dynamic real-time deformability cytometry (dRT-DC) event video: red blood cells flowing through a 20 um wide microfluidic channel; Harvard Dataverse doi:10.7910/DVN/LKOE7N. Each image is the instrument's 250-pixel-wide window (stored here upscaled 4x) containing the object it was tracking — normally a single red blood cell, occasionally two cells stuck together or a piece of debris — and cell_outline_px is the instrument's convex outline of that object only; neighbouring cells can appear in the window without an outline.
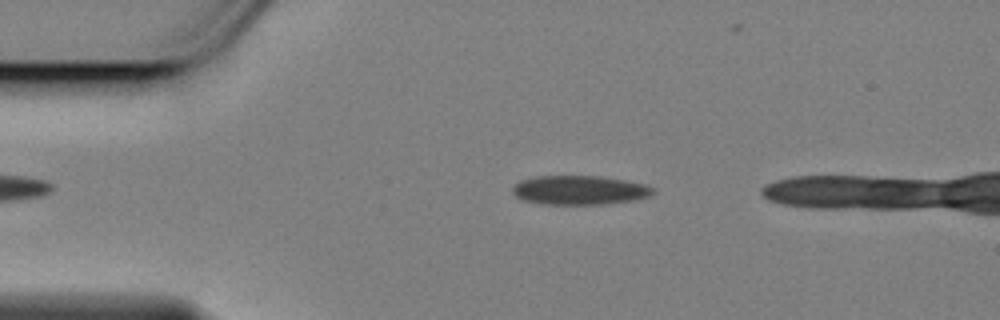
{"species": "Egyptian fruit bat (a non-hibernating species)", "species_latin": "Rousettus aegyptiacus", "temperature_condition": "cold", "stored_images_in_passage": 40, "camera_frame_rate_fps": 3000, "um_per_image_px": 0.085, "animal": {"sex": "female"}, "frame": {"image": 1, "passage_image": 5, "time_ms": 1.333, "image_size_px": [1000, 320], "cell_outline_px": [[656, 192], [648, 196], [636, 200], [604, 204], [548, 204], [524, 200], [516, 196], [512, 192], [512, 188], [520, 180], [536, 176], [600, 176], [624, 180], [644, 184], [656, 188]], "centroid_in_image_um": [49.3, 16.16], "position_along_channel_um": 35.7, "area_um2": 23.81}}
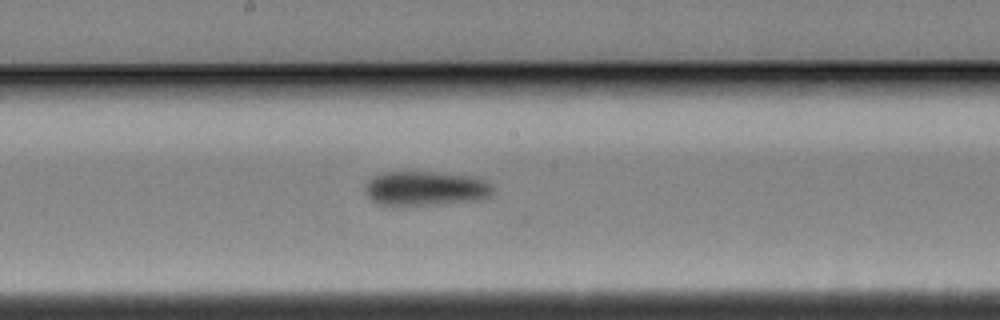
{"frame": {"image": 2, "passage_image": 23, "time_ms": 7.333, "image_size_px": [1000, 320], "cell_outline_px": [[492, 196], [484, 200], [444, 204], [400, 208], [396, 208], [376, 204], [368, 196], [368, 184], [372, 176], [384, 172], [432, 172], [472, 176], [484, 180], [492, 184]], "centroid_in_image_um": [36.2, 16.07], "position_along_channel_um": 212.0, "area_um2": 26.47}}
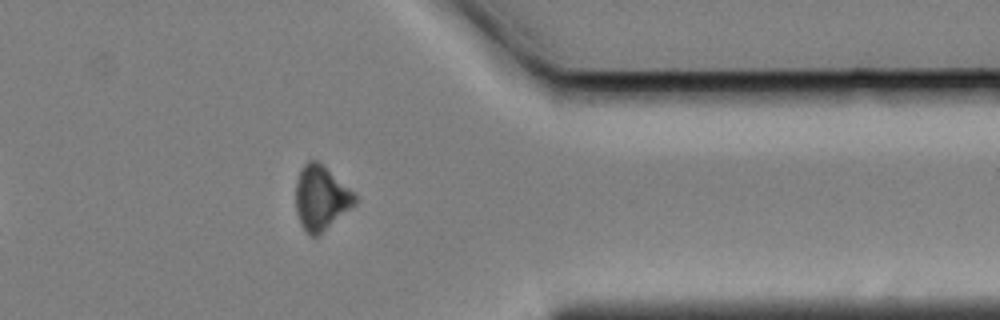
{"frame": {"image": 3, "passage_image": 39, "time_ms": 12.667, "image_size_px": [1000, 320], "cell_outline_px": [[360, 200], [356, 204], [316, 236], [308, 236], [300, 224], [296, 212], [296, 180], [304, 164], [308, 160], [316, 160], [324, 164]], "centroid_in_image_um": [27.27, 16.81], "position_along_channel_um": 384.1, "area_um2": 22.08}}